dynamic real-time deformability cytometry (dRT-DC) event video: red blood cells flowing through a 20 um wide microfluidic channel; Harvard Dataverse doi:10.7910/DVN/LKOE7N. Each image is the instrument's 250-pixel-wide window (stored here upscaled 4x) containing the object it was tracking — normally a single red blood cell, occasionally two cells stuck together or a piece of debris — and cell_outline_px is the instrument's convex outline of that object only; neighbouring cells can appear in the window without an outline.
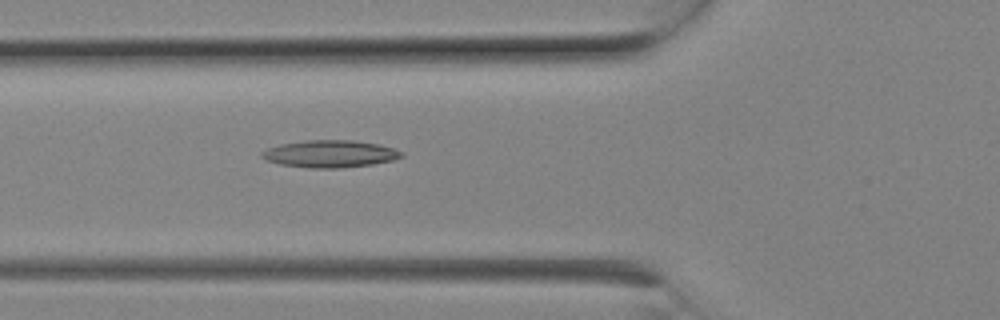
{"species": "Egyptian fruit bat (a non-hibernating species)", "species_latin": "Rousettus aegyptiacus", "temperature_condition": "room temperature", "stored_images_in_passage": 7, "camera_frame_rate_fps": 3000, "um_per_image_px": 0.085, "animal": {"sex": "female"}, "frame": {"image": 1, "passage_image": 7, "time_ms": 2.0, "image_size_px": [1000, 320], "cell_outline_px": [[404, 156], [392, 160], [372, 164], [340, 168], [308, 168], [280, 164], [264, 160], [260, 156], [260, 152], [268, 148], [280, 144], [304, 140], [352, 140], [376, 144], [392, 148], [404, 152]], "centroid_in_image_um": [28.0, 13.08], "position_along_channel_um": 97.8, "area_um2": 22.2}}